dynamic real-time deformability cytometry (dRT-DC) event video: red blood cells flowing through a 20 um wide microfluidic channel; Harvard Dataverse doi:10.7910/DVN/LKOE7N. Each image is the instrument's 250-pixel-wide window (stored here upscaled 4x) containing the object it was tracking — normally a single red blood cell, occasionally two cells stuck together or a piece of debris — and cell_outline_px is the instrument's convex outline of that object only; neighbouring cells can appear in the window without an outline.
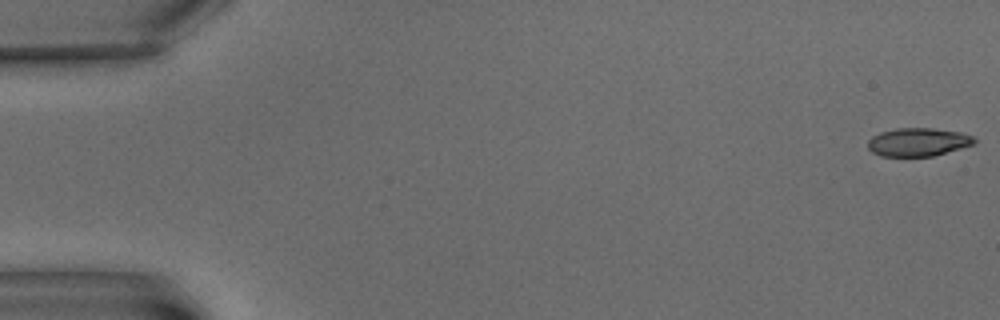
{"species": "common noctule bat (a hibernating species)", "species_latin": "Nyctalus noctula", "temperature_condition": "warm", "stored_images_in_passage": 9, "camera_frame_rate_fps": 3000, "um_per_image_px": 0.085, "animal": {"sex": "male", "body_mass_g": 15.6}, "frame": {"image": 1, "passage_image": 1, "time_ms": 0.0, "image_size_px": [1000, 320], "cell_outline_px": [[976, 144], [932, 156], [880, 156], [872, 152], [868, 148], [868, 140], [872, 136], [880, 132], [896, 128], [932, 128], [960, 132], [972, 136], [976, 140]], "centroid_in_image_um": [78.03, 12.07], "position_along_channel_um": 7.0, "area_um2": 17.57}}
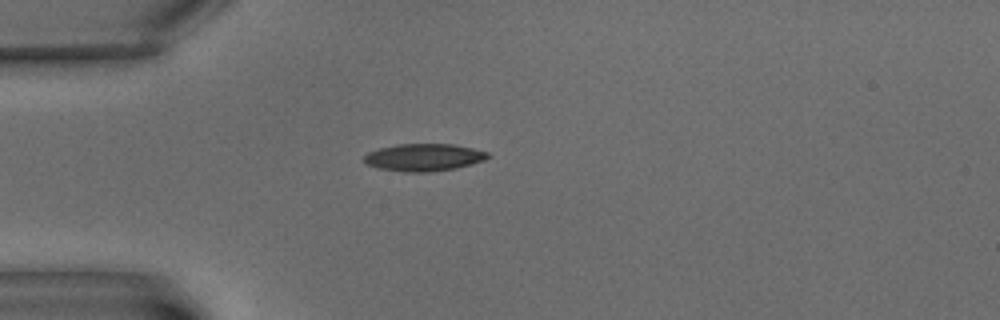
{"frame": {"image": 2, "passage_image": 6, "time_ms": 6.0, "image_size_px": [1000, 320], "cell_outline_px": [[492, 156], [484, 160], [472, 164], [456, 168], [432, 172], [404, 172], [376, 168], [368, 164], [364, 160], [364, 156], [368, 152], [380, 148], [396, 144], [452, 144], [472, 148], [488, 152]], "centroid_in_image_um": [36.04, 13.38], "position_along_channel_um": 49.0, "area_um2": 19.83}}
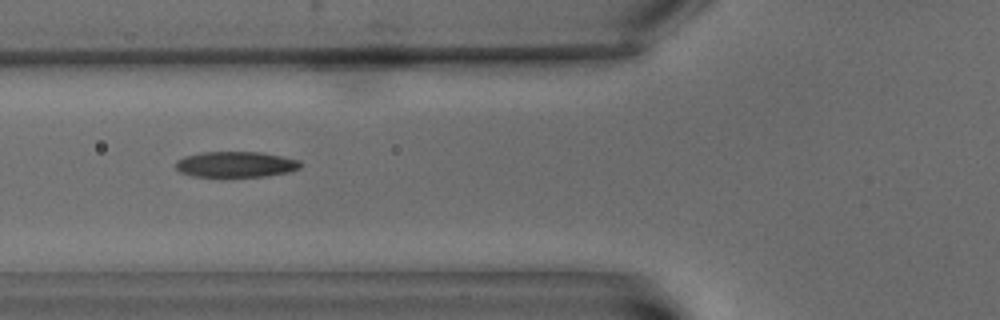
{"frame": {"image": 3, "passage_image": 8, "time_ms": 8.333, "image_size_px": [1000, 320], "cell_outline_px": [[304, 164], [300, 168], [288, 172], [264, 176], [192, 176], [180, 172], [176, 168], [176, 160], [184, 156], [200, 152], [260, 152], [300, 160]], "centroid_in_image_um": [20.04, 13.96], "position_along_channel_um": 105.8, "area_um2": 18.67}}